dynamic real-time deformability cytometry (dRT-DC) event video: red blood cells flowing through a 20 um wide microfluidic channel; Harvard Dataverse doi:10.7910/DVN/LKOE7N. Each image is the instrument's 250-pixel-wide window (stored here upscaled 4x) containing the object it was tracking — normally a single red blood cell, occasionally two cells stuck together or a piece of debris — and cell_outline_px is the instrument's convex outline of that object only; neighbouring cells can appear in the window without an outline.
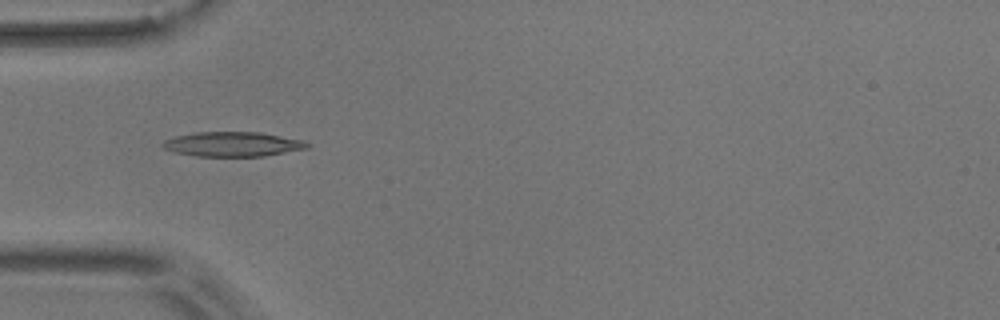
{"species": "common noctule bat (a hibernating species)", "species_latin": "Nyctalus noctula", "temperature_condition": "room temperature", "stored_images_in_passage": 5, "camera_frame_rate_fps": 3000, "um_per_image_px": 0.085, "animal": {"sex": "male", "body_mass_g": 17.9}, "frame": {"image": 1, "passage_image": 1, "time_ms": 0.0, "image_size_px": [1000, 320], "cell_outline_px": [[312, 144], [308, 148], [264, 156], [196, 156], [176, 152], [164, 148], [160, 144], [164, 140], [176, 136], [196, 132], [260, 132], [304, 140]], "centroid_in_image_um": [19.81, 12.25], "position_along_channel_um": 65.2, "area_um2": 20.75}}
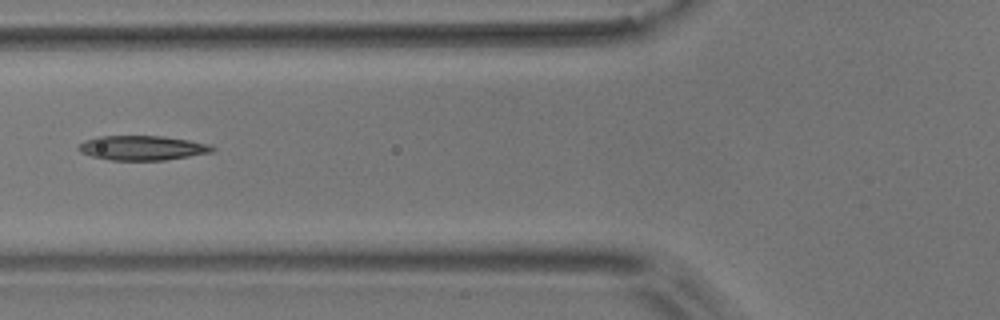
{"frame": {"image": 2, "passage_image": 2, "time_ms": 1.333, "image_size_px": [1000, 320], "cell_outline_px": [[216, 148], [212, 152], [164, 160], [112, 160], [92, 156], [80, 152], [76, 148], [84, 140], [100, 136], [164, 136], [212, 144]], "centroid_in_image_um": [12.1, 12.56], "position_along_channel_um": 113.7, "area_um2": 19.13}}
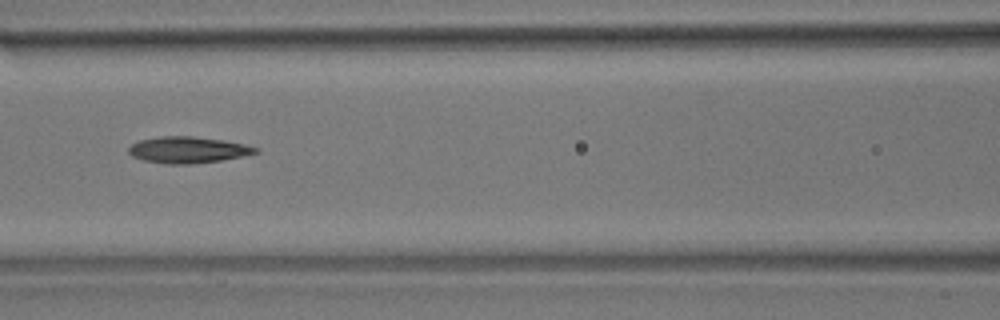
{"frame": {"image": 3, "passage_image": 3, "time_ms": 2.333, "image_size_px": [1000, 320], "cell_outline_px": [[260, 152], [220, 160], [192, 164], [164, 164], [144, 160], [132, 156], [128, 152], [128, 148], [132, 144], [140, 140], [160, 136], [192, 136], [224, 140], [244, 144], [260, 148]], "centroid_in_image_um": [15.97, 12.73], "position_along_channel_um": 150.6, "area_um2": 19.48}}